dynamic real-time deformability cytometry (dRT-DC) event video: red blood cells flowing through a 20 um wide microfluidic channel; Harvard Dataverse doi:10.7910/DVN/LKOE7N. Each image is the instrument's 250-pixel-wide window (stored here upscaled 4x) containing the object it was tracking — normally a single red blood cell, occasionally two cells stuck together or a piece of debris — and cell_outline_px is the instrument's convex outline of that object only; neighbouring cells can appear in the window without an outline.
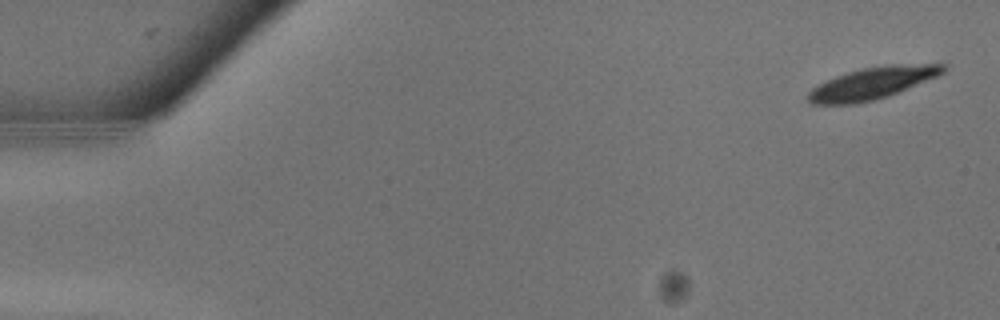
{"species": "common noctule bat (a hibernating species)", "species_latin": "Nyctalus noctula", "temperature_condition": "warm", "stored_images_in_passage": 12, "camera_frame_rate_fps": 3000, "um_per_image_px": 0.085, "animal": {"sex": "male", "body_mass_g": 13.3}, "frame": {"image": 1, "passage_image": 1, "time_ms": 0.0, "image_size_px": [1000, 320], "cell_outline_px": [[944, 72], [936, 76], [888, 96], [876, 100], [856, 104], [812, 104], [808, 100], [808, 92], [812, 88], [836, 76], [860, 68], [892, 64], [944, 64]], "centroid_in_image_um": [74.11, 7.08], "position_along_channel_um": 10.9, "area_um2": 24.74}}
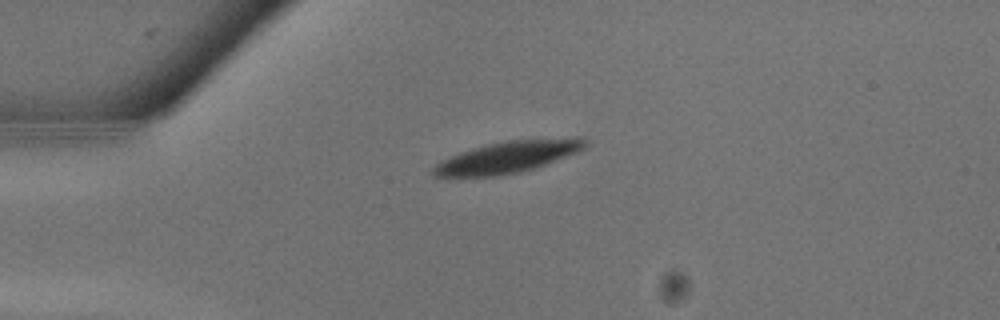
{"frame": {"image": 2, "passage_image": 7, "time_ms": 2.0, "image_size_px": [1000, 320], "cell_outline_px": [[588, 144], [584, 148], [576, 152], [536, 168], [520, 172], [500, 176], [432, 176], [432, 168], [436, 164], [452, 156], [476, 148], [492, 144], [512, 140], [572, 136], [580, 136]], "centroid_in_image_um": [43.26, 13.34], "position_along_channel_um": 41.7, "area_um2": 27.57}}
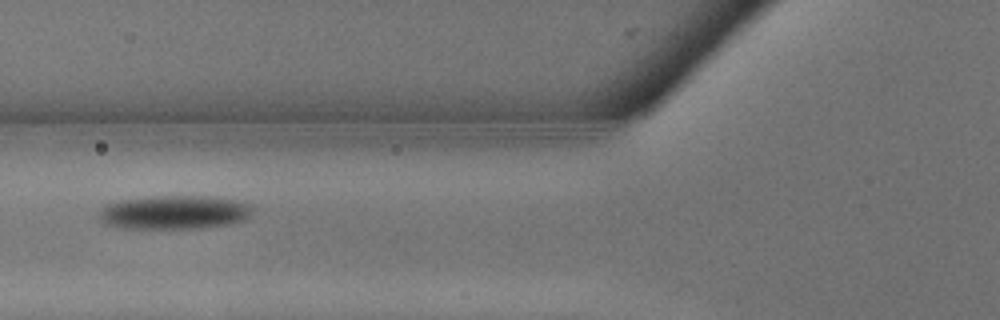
{"frame": {"image": 3, "passage_image": 11, "time_ms": 3.333, "image_size_px": [1000, 320], "cell_outline_px": [[252, 212], [244, 220], [232, 224], [208, 228], [120, 228], [104, 224], [100, 220], [96, 212], [104, 204], [120, 200], [152, 196], [212, 196], [240, 200], [252, 204]], "centroid_in_image_um": [14.81, 18.04], "position_along_channel_um": 111.0, "area_um2": 30.98}}